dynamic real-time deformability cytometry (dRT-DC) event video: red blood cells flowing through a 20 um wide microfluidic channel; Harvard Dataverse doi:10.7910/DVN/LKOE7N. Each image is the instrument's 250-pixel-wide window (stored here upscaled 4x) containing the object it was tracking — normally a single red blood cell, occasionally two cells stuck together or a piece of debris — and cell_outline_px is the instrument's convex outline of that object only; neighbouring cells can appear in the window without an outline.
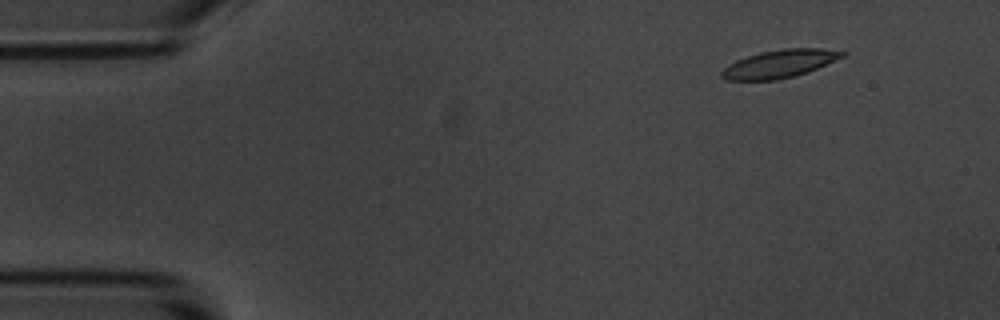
{"species": "common noctule bat (a hibernating species)", "species_latin": "Nyctalus noctula", "temperature_condition": "room temperature", "stored_images_in_passage": 4, "camera_frame_rate_fps": 3000, "um_per_image_px": 0.085, "animal": {"sex": "male", "body_mass_g": 20.1, "forearm_length_mm": 53.5}, "frame": {"image": 1, "passage_image": 2, "time_ms": 1.333, "image_size_px": [1000, 320], "cell_outline_px": [[848, 52], [844, 56], [808, 72], [796, 76], [776, 80], [724, 80], [720, 76], [720, 72], [728, 64], [736, 60], [760, 52], [784, 48], [824, 48]], "centroid_in_image_um": [66.25, 5.42], "position_along_channel_um": 18.8, "area_um2": 19.77}}